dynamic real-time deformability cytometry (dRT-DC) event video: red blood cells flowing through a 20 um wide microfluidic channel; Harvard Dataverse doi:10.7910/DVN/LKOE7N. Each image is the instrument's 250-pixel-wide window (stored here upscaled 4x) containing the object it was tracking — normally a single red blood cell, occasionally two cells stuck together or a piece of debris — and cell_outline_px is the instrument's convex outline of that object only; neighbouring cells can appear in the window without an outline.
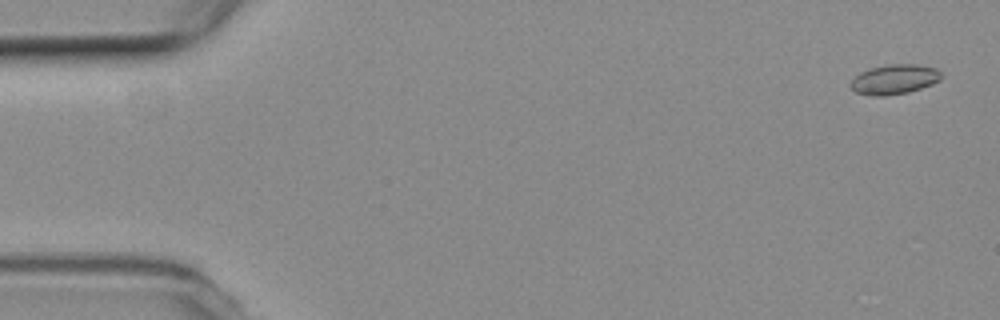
{"species": "common noctule bat (a hibernating species)", "species_latin": "Nyctalus noctula", "temperature_condition": "room temperature", "stored_images_in_passage": 21, "camera_frame_rate_fps": 3000, "um_per_image_px": 0.085, "animal": {"sex": "female", "body_mass_g": 19.3, "forearm_length_mm": 54.1}, "frame": {"image": 1, "passage_image": 2, "time_ms": 0.333, "image_size_px": [1000, 320], "cell_outline_px": [[940, 80], [932, 84], [908, 92], [884, 96], [872, 96], [856, 92], [848, 84], [860, 72], [868, 68], [888, 64], [916, 64], [936, 68], [940, 72]], "centroid_in_image_um": [75.99, 6.74], "position_along_channel_um": 9.0, "area_um2": 15.72}}
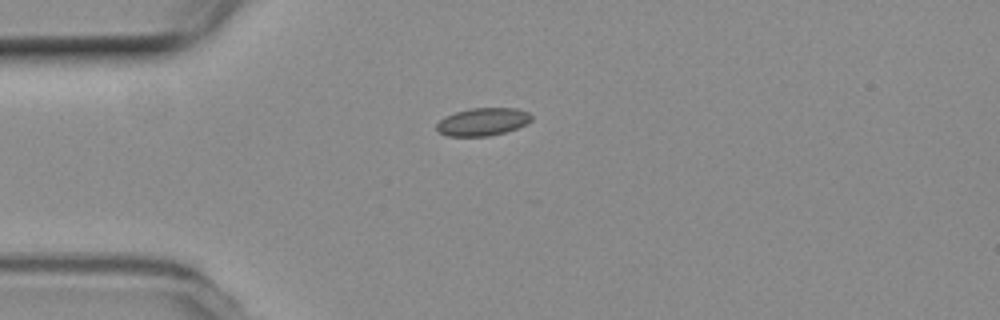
{"frame": {"image": 2, "passage_image": 14, "time_ms": 4.333, "image_size_px": [1000, 320], "cell_outline_px": [[532, 120], [516, 128], [504, 132], [488, 136], [448, 136], [436, 132], [436, 124], [444, 116], [456, 112], [472, 108], [516, 108], [528, 112], [532, 116]], "centroid_in_image_um": [40.99, 10.35], "position_along_channel_um": 44.0, "area_um2": 15.32}}
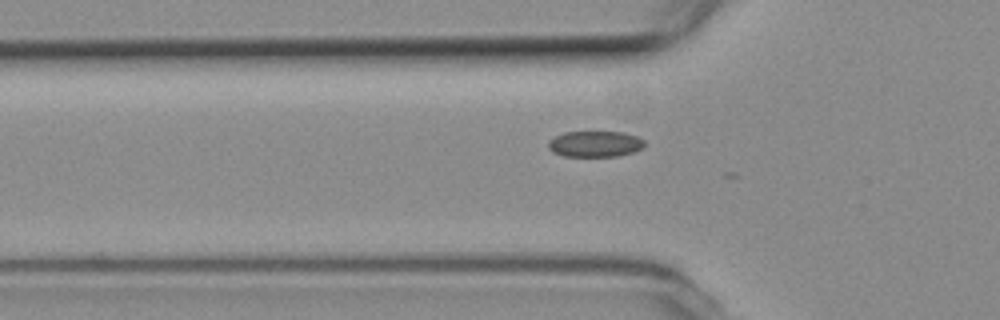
{"frame": {"image": 3, "passage_image": 18, "time_ms": 5.667, "image_size_px": [1000, 320], "cell_outline_px": [[644, 148], [632, 152], [616, 156], [564, 156], [552, 152], [548, 148], [548, 140], [564, 132], [624, 132], [636, 136], [644, 140]], "centroid_in_image_um": [50.57, 12.23], "position_along_channel_um": 75.2, "area_um2": 14.57}}